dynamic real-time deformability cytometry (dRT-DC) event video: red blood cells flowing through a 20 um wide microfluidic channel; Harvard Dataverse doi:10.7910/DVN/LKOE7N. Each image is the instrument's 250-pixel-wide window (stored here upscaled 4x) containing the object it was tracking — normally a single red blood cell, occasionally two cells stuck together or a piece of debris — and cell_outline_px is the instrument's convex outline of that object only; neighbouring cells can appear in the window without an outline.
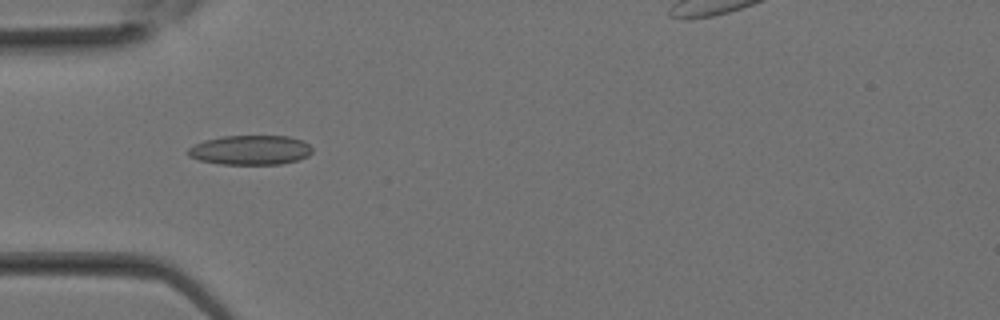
{"species": "Egyptian fruit bat (a non-hibernating species)", "species_latin": "Rousettus aegyptiacus", "temperature_condition": "room temperature", "stored_images_in_passage": 23, "camera_frame_rate_fps": 3000, "um_per_image_px": 0.085, "animal": {"sex": "female"}, "frame": {"image": 1, "passage_image": 10, "time_ms": 3.0, "image_size_px": [1000, 320], "cell_outline_px": [[312, 152], [308, 156], [296, 160], [280, 164], [220, 164], [200, 160], [188, 156], [184, 152], [188, 148], [204, 140], [224, 136], [288, 136], [300, 140], [308, 144], [312, 148]], "centroid_in_image_um": [21.25, 12.75], "position_along_channel_um": 63.8, "area_um2": 21.33}}
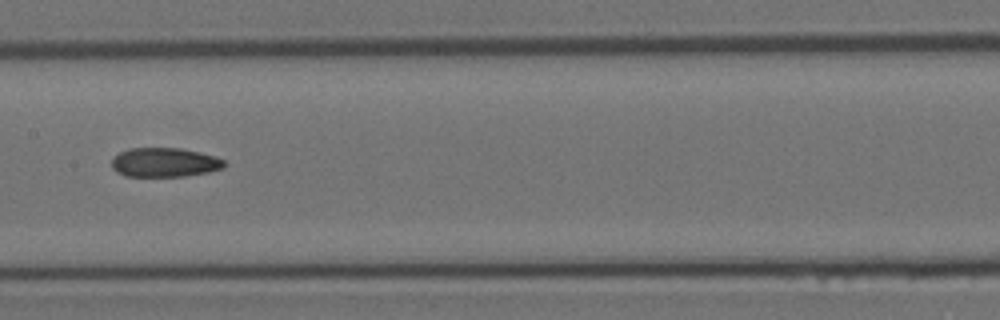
{"frame": {"image": 2, "passage_image": 16, "time_ms": 5.0, "image_size_px": [1000, 320], "cell_outline_px": [[228, 164], [224, 168], [208, 172], [184, 176], [124, 176], [116, 172], [112, 168], [112, 156], [128, 148], [180, 148], [200, 152], [216, 156], [224, 160]], "centroid_in_image_um": [13.99, 13.8], "position_along_channel_um": 193.4, "area_um2": 19.42}}
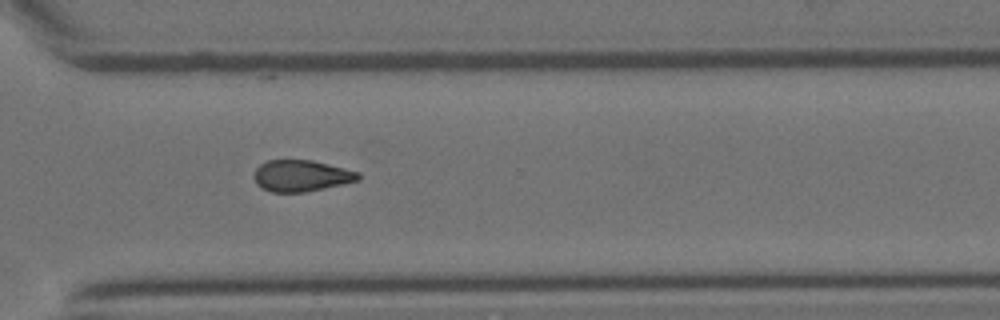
{"frame": {"image": 3, "passage_image": 23, "time_ms": 7.333, "image_size_px": [1000, 320], "cell_outline_px": [[360, 180], [304, 192], [272, 192], [256, 184], [252, 176], [256, 168], [260, 164], [268, 160], [312, 160], [360, 172]], "centroid_in_image_um": [25.59, 14.93], "position_along_channel_um": 345.0, "area_um2": 19.02}}